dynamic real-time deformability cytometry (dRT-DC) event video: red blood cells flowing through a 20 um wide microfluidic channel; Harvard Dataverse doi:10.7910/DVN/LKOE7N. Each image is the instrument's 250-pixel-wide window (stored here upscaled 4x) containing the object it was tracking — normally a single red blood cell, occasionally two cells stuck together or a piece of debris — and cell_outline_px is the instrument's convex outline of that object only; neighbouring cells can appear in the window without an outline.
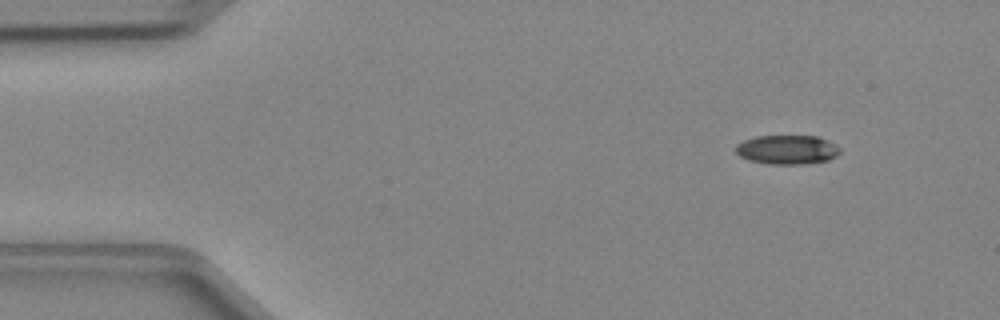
{"species": "Egyptian fruit bat (a non-hibernating species)", "species_latin": "Rousettus aegyptiacus", "temperature_condition": "cold", "stored_images_in_passage": 43, "camera_frame_rate_fps": 3000, "um_per_image_px": 0.085, "animal": {"sex": "female"}, "frame": {"image": 1, "passage_image": 1, "time_ms": 0.0, "image_size_px": [1000, 320], "cell_outline_px": [[840, 152], [836, 156], [828, 160], [800, 164], [768, 164], [748, 160], [740, 156], [736, 152], [736, 144], [744, 140], [756, 136], [816, 136], [840, 148]], "centroid_in_image_um": [66.86, 12.73], "position_along_channel_um": 18.1, "area_um2": 17.51}}
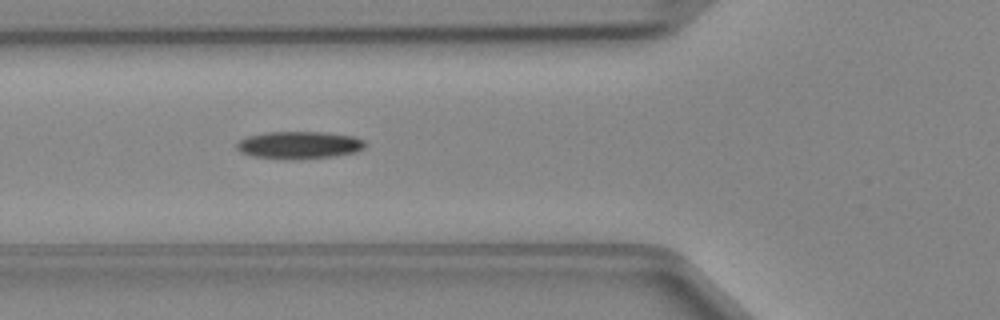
{"frame": {"image": 2, "passage_image": 13, "time_ms": 4.0, "image_size_px": [1000, 320], "cell_outline_px": [[364, 148], [356, 152], [332, 156], [252, 156], [240, 152], [236, 148], [236, 144], [240, 140], [248, 136], [268, 132], [324, 132], [352, 136], [364, 140]], "centroid_in_image_um": [25.44, 12.27], "position_along_channel_um": 100.4, "area_um2": 19.31}}
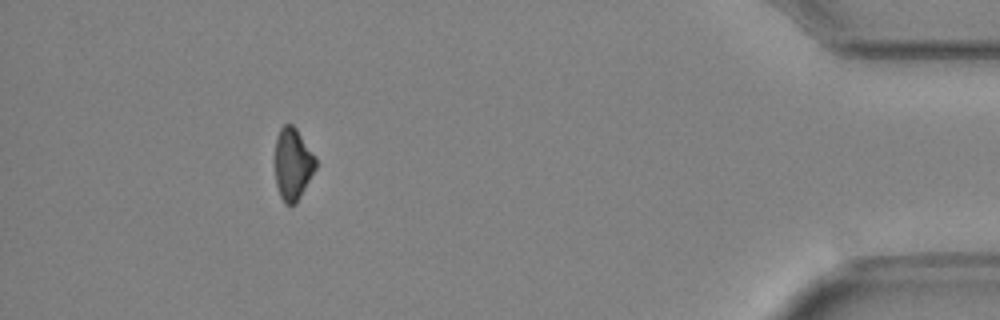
{"frame": {"image": 3, "passage_image": 39, "time_ms": 12.667, "image_size_px": [1000, 320], "cell_outline_px": [[316, 168], [296, 204], [284, 204], [280, 196], [276, 184], [276, 136], [280, 128], [284, 124], [292, 124], [296, 128], [316, 156]], "centroid_in_image_um": [24.89, 13.93], "position_along_channel_um": 410.3, "area_um2": 17.05}}